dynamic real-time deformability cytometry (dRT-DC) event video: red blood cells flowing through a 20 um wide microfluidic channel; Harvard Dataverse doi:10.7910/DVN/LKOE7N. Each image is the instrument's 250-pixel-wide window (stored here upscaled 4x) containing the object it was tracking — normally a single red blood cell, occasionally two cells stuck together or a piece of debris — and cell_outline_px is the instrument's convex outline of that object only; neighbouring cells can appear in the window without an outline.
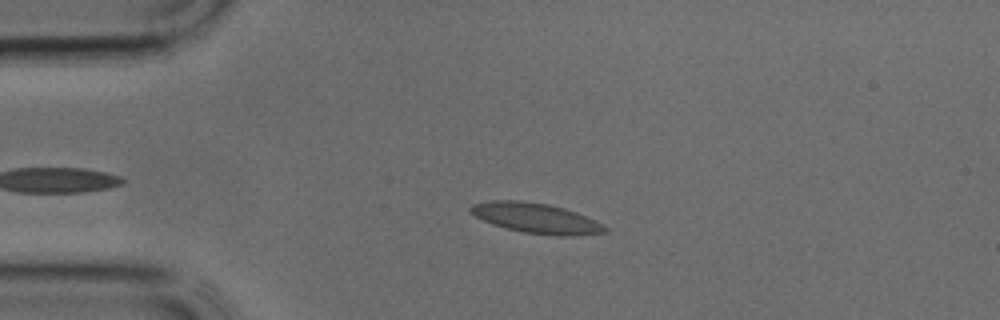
{"species": "common noctule bat (a hibernating species)", "species_latin": "Nyctalus noctula", "temperature_condition": "cold", "stored_images_in_passage": 34, "camera_frame_rate_fps": 3000, "um_per_image_px": 0.085, "animal": {"sex": "male", "body_mass_g": 17.9, "forearm_length_mm": 54.2}, "frame": {"image": 1, "passage_image": 8, "time_ms": 2.333, "image_size_px": [1000, 320], "cell_outline_px": [[608, 232], [572, 236], [556, 236], [524, 232], [492, 224], [468, 212], [468, 208], [472, 204], [492, 200], [520, 200], [548, 204], [564, 208], [576, 212], [596, 220], [608, 228]], "centroid_in_image_um": [45.58, 18.54], "position_along_channel_um": 39.4, "area_um2": 23.64}}
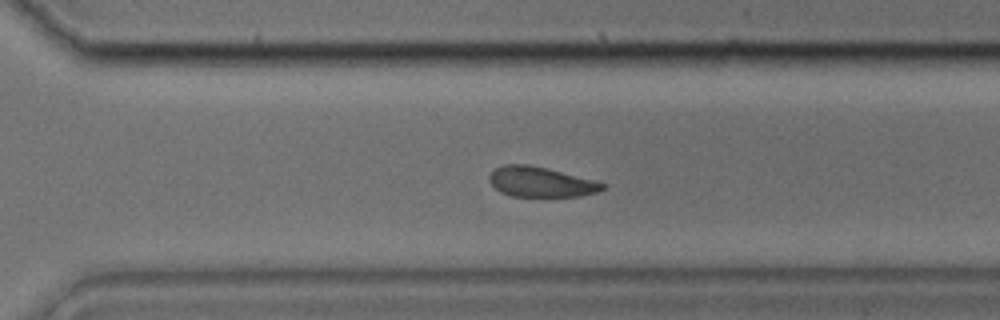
{"frame": {"image": 2, "passage_image": 26, "time_ms": 8.333, "image_size_px": [1000, 320], "cell_outline_px": [[604, 188], [596, 192], [580, 196], [512, 196], [500, 192], [488, 180], [488, 176], [496, 168], [504, 164], [528, 164], [548, 168], [592, 180], [604, 184]], "centroid_in_image_um": [45.91, 15.46], "position_along_channel_um": 324.7, "area_um2": 19.59}}
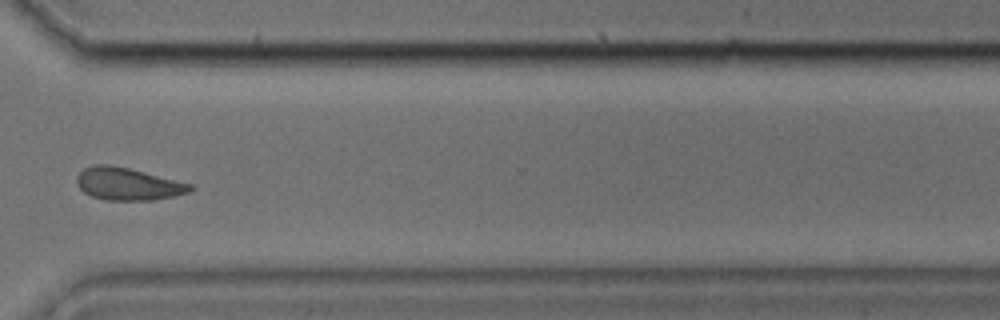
{"frame": {"image": 3, "passage_image": 28, "time_ms": 9.0, "image_size_px": [1000, 320], "cell_outline_px": [[192, 188], [188, 192], [172, 196], [148, 200], [108, 200], [92, 196], [84, 192], [76, 184], [76, 176], [84, 168], [92, 164], [108, 164], [128, 168], [192, 184]], "centroid_in_image_um": [10.8, 15.62], "position_along_channel_um": 359.8, "area_um2": 21.15}}